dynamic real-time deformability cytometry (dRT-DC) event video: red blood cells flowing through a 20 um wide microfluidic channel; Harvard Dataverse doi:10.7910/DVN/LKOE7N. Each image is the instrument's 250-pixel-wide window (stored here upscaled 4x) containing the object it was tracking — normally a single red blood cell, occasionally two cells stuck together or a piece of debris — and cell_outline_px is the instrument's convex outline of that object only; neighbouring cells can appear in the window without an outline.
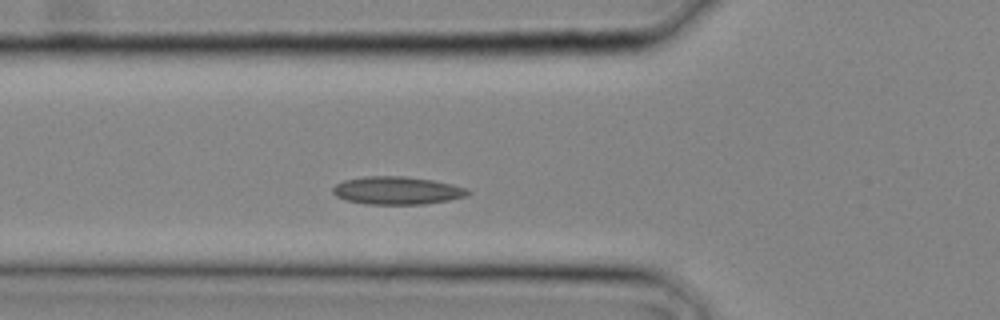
{"species": "common noctule bat (a hibernating species)", "species_latin": "Nyctalus noctula", "temperature_condition": "cold", "stored_images_in_passage": 8, "camera_frame_rate_fps": 3000, "um_per_image_px": 0.085, "animal": {"sex": "male", "body_mass_g": 20.4}, "frame": {"image": 1, "passage_image": 4, "time_ms": 1.0, "image_size_px": [1000, 320], "cell_outline_px": [[472, 192], [468, 196], [448, 200], [424, 204], [368, 204], [344, 200], [336, 196], [332, 192], [332, 188], [336, 184], [344, 180], [364, 176], [404, 176], [432, 180], [452, 184], [468, 188]], "centroid_in_image_um": [33.76, 16.19], "position_along_channel_um": 92.0, "area_um2": 22.08}}
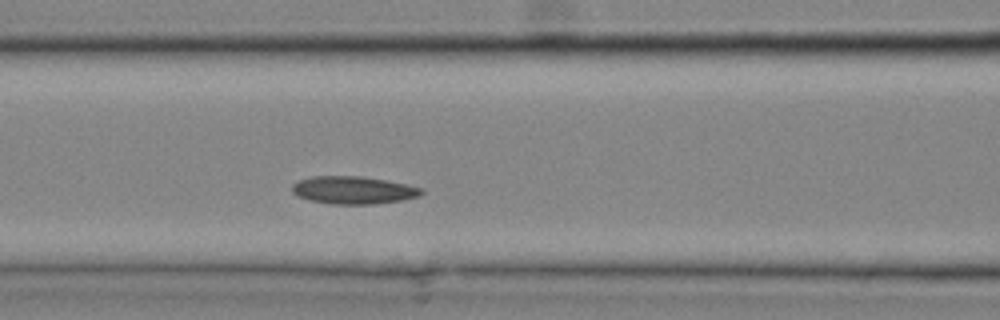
{"frame": {"image": 2, "passage_image": 6, "time_ms": 1.667, "image_size_px": [1000, 320], "cell_outline_px": [[424, 192], [420, 196], [400, 200], [372, 204], [332, 204], [308, 200], [296, 196], [292, 192], [292, 184], [296, 180], [312, 176], [360, 176], [384, 180], [424, 188]], "centroid_in_image_um": [29.98, 16.16], "position_along_channel_um": 136.6, "area_um2": 20.92}}
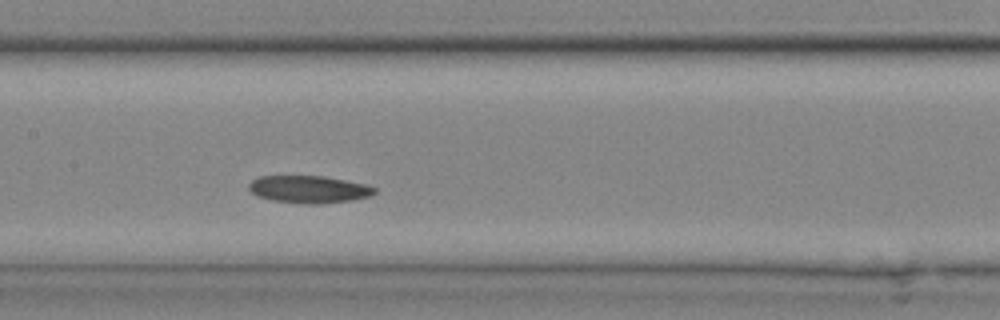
{"frame": {"image": 3, "passage_image": 8, "time_ms": 2.333, "image_size_px": [1000, 320], "cell_outline_px": [[376, 192], [368, 196], [352, 200], [316, 204], [308, 204], [272, 200], [260, 196], [252, 192], [248, 188], [248, 184], [252, 180], [260, 176], [324, 176], [368, 184], [376, 188]], "centroid_in_image_um": [26.28, 16.08], "position_along_channel_um": 181.1, "area_um2": 19.94}}